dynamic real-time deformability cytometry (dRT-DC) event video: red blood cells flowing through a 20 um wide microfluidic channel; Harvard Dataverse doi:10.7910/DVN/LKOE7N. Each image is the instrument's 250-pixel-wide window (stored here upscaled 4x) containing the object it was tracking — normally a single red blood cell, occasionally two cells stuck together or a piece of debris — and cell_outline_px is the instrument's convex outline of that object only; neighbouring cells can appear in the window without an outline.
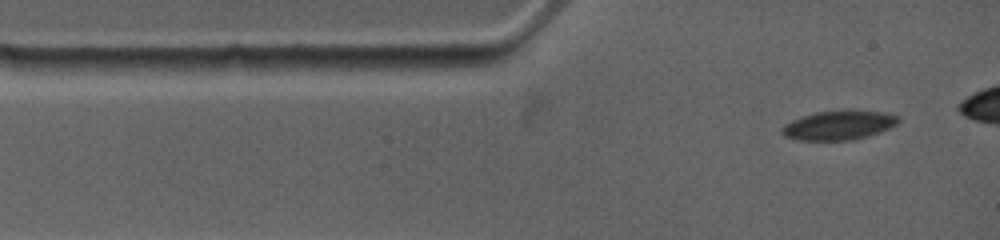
{"species": "common noctule bat (a hibernating species)", "species_latin": "Nyctalus noctula", "temperature_condition": "warm", "stored_images_in_passage": 14, "camera_frame_rate_fps": 4500, "um_per_image_px": 0.085, "animal": {"sex": "female", "body_mass_g": 19.0, "forearm_length_mm": 53.3}, "frame": {"image": 1, "passage_image": 1, "time_ms": 0.0, "image_size_px": [1000, 240], "cell_outline_px": [[900, 120], [896, 124], [880, 132], [868, 136], [852, 140], [796, 140], [784, 136], [780, 132], [780, 128], [784, 124], [792, 120], [816, 112], [848, 108], [884, 112], [900, 116]], "centroid_in_image_um": [71.3, 10.62], "position_along_channel_um": 13.7, "area_um2": 20.35}}
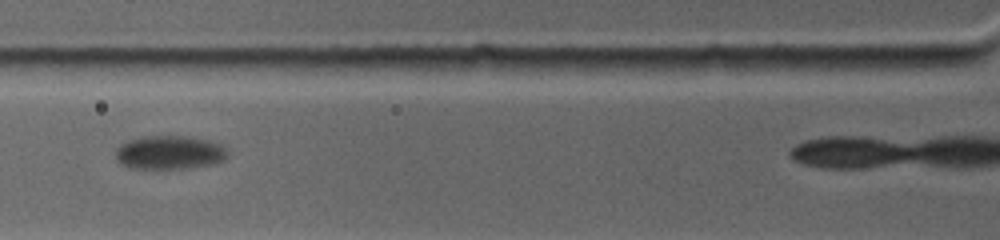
{"frame": {"image": 2, "passage_image": 9, "time_ms": 3.556, "image_size_px": [1000, 240], "cell_outline_px": [[228, 156], [224, 160], [212, 164], [188, 168], [132, 168], [120, 164], [116, 160], [116, 148], [120, 144], [128, 140], [144, 136], [188, 136], [208, 140], [220, 144], [228, 152]], "centroid_in_image_um": [14.39, 12.95], "position_along_channel_um": 111.4, "area_um2": 22.02}}
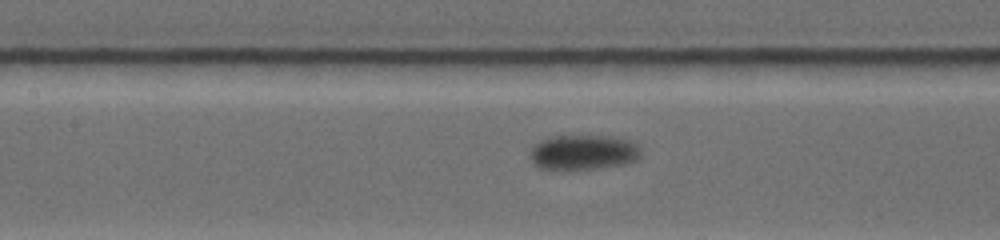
{"frame": {"image": 3, "passage_image": 12, "time_ms": 4.889, "image_size_px": [1000, 240], "cell_outline_px": [[640, 156], [636, 160], [624, 164], [600, 168], [568, 172], [556, 172], [540, 168], [532, 164], [528, 156], [532, 148], [540, 140], [552, 136], [608, 136], [632, 140], [640, 148]], "centroid_in_image_um": [49.52, 13.0], "position_along_channel_um": 157.9, "area_um2": 23.52}}